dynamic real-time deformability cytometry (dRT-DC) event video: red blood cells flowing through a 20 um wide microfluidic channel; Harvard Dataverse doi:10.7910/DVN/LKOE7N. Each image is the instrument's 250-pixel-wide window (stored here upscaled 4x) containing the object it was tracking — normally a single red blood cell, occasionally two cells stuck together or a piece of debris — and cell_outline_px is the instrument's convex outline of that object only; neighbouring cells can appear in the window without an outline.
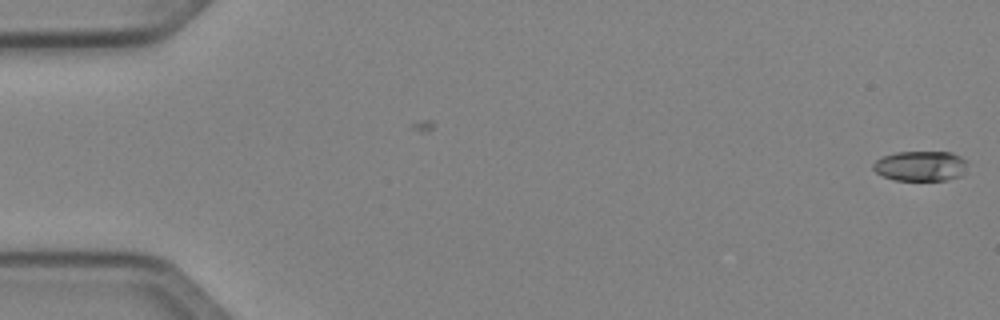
{"species": "Egyptian fruit bat (a non-hibernating species)", "species_latin": "Rousettus aegyptiacus", "temperature_condition": "cold", "stored_images_in_passage": 5, "camera_frame_rate_fps": 3000, "um_per_image_px": 0.085, "animal": {"sex": "female"}, "frame": {"image": 1, "passage_image": 5, "time_ms": 1.333, "image_size_px": [1000, 320], "cell_outline_px": [[968, 160], [964, 176], [944, 180], [892, 180], [876, 172], [872, 168], [872, 164], [876, 160], [884, 156], [896, 152], [952, 152]], "centroid_in_image_um": [78.29, 14.11], "position_along_channel_um": 6.7, "area_um2": 16.76}}